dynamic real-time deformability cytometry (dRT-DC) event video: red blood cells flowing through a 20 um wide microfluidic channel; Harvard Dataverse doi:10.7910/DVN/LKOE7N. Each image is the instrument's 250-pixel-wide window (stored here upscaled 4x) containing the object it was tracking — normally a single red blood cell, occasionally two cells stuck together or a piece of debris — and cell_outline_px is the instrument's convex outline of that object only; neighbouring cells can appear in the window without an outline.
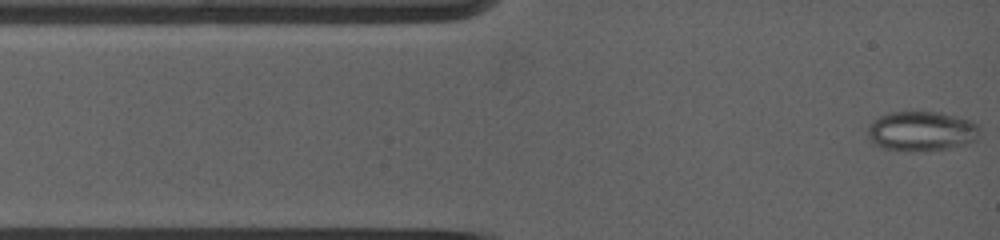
{"species": "common noctule bat (a hibernating species)", "species_latin": "Nyctalus noctula", "temperature_condition": "warm", "stored_images_in_passage": 12, "camera_frame_rate_fps": 5000, "um_per_image_px": 0.085, "animal": {"sex": "female", "body_mass_g": 19.0, "forearm_length_mm": 53.3}, "frame": {"image": 1, "passage_image": 1, "time_ms": 0.0, "image_size_px": [1000, 240], "cell_outline_px": [[976, 140], [968, 144], [948, 148], [924, 152], [912, 152], [884, 148], [868, 140], [868, 124], [880, 116], [888, 112], [940, 112], [956, 116], [968, 120], [976, 124]], "centroid_in_image_um": [78.27, 11.16], "position_along_channel_um": 6.7, "area_um2": 25.95}}
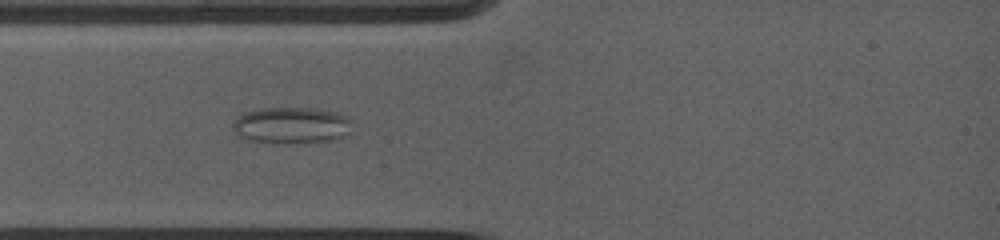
{"frame": {"image": 2, "passage_image": 7, "time_ms": 2.6, "image_size_px": [1000, 240], "cell_outline_px": [[352, 120], [344, 132], [340, 136], [332, 140], [272, 144], [252, 140], [240, 136], [232, 128], [232, 124], [236, 116], [244, 112], [260, 108], [312, 108], [336, 112], [348, 116]], "centroid_in_image_um": [24.68, 10.63], "position_along_channel_um": 60.3, "area_um2": 25.09}}